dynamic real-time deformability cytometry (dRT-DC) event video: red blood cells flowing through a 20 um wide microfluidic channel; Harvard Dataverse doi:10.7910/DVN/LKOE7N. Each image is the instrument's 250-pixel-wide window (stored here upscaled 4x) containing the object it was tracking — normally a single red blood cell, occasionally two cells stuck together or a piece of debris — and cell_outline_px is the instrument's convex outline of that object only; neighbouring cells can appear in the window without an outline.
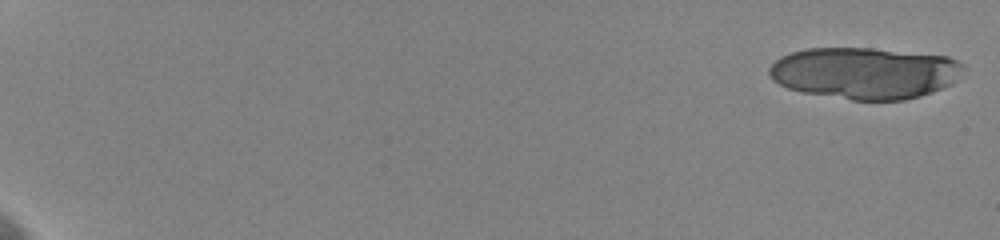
{"species": "human", "species_latin": "Homo sapiens", "temperature_condition": "cold", "stored_images_in_passage": 14, "camera_frame_rate_fps": 3000, "um_per_image_px": 0.085, "donor": {"sex": "female"}, "frame": {"image": 1, "passage_image": 1, "time_ms": 0.0, "image_size_px": [1000, 240], "cell_outline_px": [[964, 68], [960, 80], [952, 84], [932, 92], [920, 96], [904, 100], [852, 100], [800, 92], [788, 88], [772, 80], [768, 76], [768, 68], [780, 56], [804, 48], [872, 48], [948, 56], [964, 64]], "centroid_in_image_um": [73.51, 6.21], "position_along_channel_um": 11.5, "area_um2": 59.01}}